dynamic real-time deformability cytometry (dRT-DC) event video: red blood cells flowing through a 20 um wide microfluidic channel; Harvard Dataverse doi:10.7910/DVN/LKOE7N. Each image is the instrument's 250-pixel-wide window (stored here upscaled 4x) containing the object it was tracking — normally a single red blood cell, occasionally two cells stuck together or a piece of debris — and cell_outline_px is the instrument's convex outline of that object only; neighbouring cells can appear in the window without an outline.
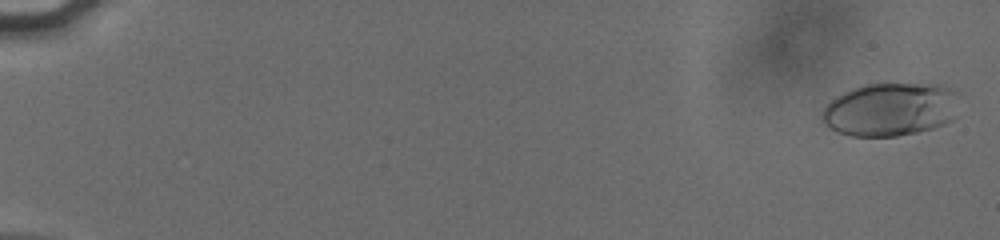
{"species": "human", "species_latin": "Homo sapiens", "temperature_condition": "cold", "stored_images_in_passage": 56, "camera_frame_rate_fps": 3000, "um_per_image_px": 0.085, "donor": {"sex": "male"}, "frame": {"image": 1, "passage_image": 2, "time_ms": 0.333, "image_size_px": [1000, 240], "cell_outline_px": [[956, 92], [952, 120], [944, 124], [920, 132], [896, 136], [848, 136], [836, 132], [820, 116], [824, 108], [836, 96], [844, 92], [864, 84], [940, 84]], "centroid_in_image_um": [75.64, 9.31], "position_along_channel_um": 9.4, "area_um2": 42.14}}
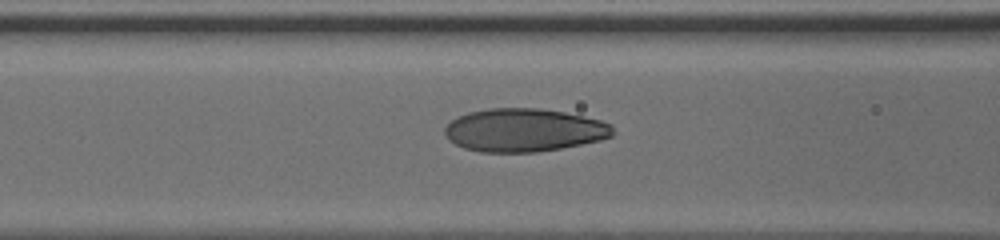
{"frame": {"image": 2, "passage_image": 26, "time_ms": 8.333, "image_size_px": [1000, 240], "cell_outline_px": [[616, 132], [612, 136], [600, 140], [560, 148], [536, 152], [480, 152], [464, 148], [448, 140], [444, 136], [444, 128], [452, 120], [468, 112], [488, 108], [536, 108], [564, 112], [584, 116], [600, 120], [612, 124]], "centroid_in_image_um": [44.54, 11.06], "position_along_channel_um": 122.1, "area_um2": 42.37}}
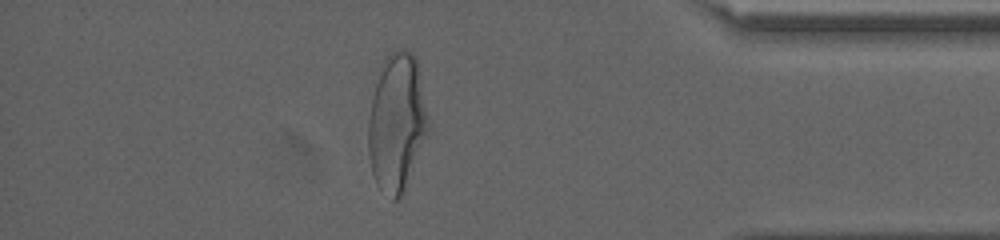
{"frame": {"image": 3, "passage_image": 50, "time_ms": 16.333, "image_size_px": [1000, 240], "cell_outline_px": [[428, 132], [404, 192], [396, 200], [392, 200], [376, 184], [372, 172], [368, 156], [368, 120], [372, 96], [380, 64], [384, 56], [400, 48], [404, 48], [412, 52], [416, 56], [420, 72], [428, 116]], "centroid_in_image_um": [33.72, 10.37], "position_along_channel_um": 401.5, "area_um2": 48.67}, "authors_computed_cell_mechanics": {"area_um2": 42.1073, "velocity_mm_per_s": 3.8221, "shape_relaxation_time_tau1_ms": 4.5617, "shape_relaxation_time_tau2_ms": 0.7378, "deformation_change_tau1": 0.1953, "deformation_change_tau2": 0.0635}}